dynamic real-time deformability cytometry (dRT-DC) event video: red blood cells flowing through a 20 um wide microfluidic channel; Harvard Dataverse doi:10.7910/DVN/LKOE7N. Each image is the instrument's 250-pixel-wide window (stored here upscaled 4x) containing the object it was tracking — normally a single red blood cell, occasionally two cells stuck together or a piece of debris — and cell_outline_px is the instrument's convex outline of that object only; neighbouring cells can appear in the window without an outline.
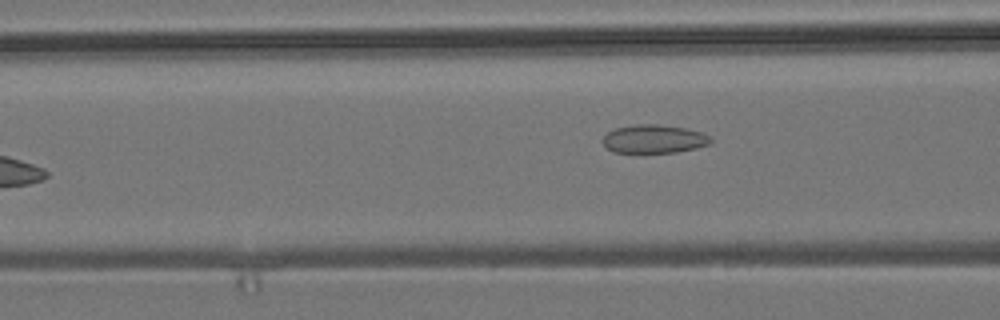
{"species": "common noctule bat (a hibernating species)", "species_latin": "Nyctalus noctula", "temperature_condition": "room temperature", "stored_images_in_passage": 8, "camera_frame_rate_fps": 3000, "um_per_image_px": 0.085, "animal": {"sex": "male", "body_mass_g": 19.2, "forearm_length_mm": 51.8}, "frame": {"image": 1, "passage_image": 8, "time_ms": 2.333, "image_size_px": [1000, 320], "cell_outline_px": [[712, 140], [708, 144], [696, 148], [676, 152], [612, 152], [600, 140], [608, 132], [616, 128], [636, 124], [660, 124], [684, 128], [700, 132], [712, 136]], "centroid_in_image_um": [55.58, 11.8], "position_along_channel_um": 111.0, "area_um2": 17.8}}